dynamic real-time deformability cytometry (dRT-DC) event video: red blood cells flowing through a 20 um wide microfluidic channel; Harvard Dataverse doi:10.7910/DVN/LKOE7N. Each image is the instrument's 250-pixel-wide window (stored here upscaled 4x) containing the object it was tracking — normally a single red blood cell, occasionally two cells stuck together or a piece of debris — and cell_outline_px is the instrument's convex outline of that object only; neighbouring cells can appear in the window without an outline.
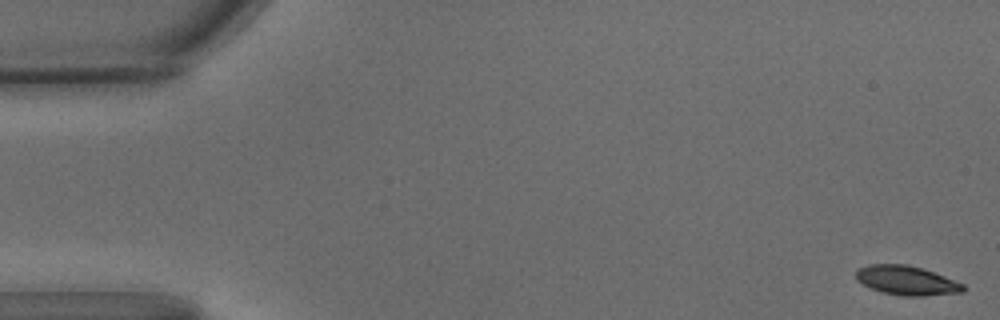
{"species": "common noctule bat (a hibernating species)", "species_latin": "Nyctalus noctula", "temperature_condition": "warm", "stored_images_in_passage": 59, "camera_frame_rate_fps": 3000, "um_per_image_px": 0.085, "animal": {"sex": "male", "body_mass_g": 15.6}, "frame": {"image": 1, "passage_image": 1, "time_ms": 0.0, "image_size_px": [1000, 320], "cell_outline_px": [[964, 292], [920, 296], [904, 296], [880, 292], [856, 280], [856, 268], [868, 264], [908, 264], [944, 276], [964, 284]], "centroid_in_image_um": [77.02, 23.83], "position_along_channel_um": 8.0, "area_um2": 18.21}}
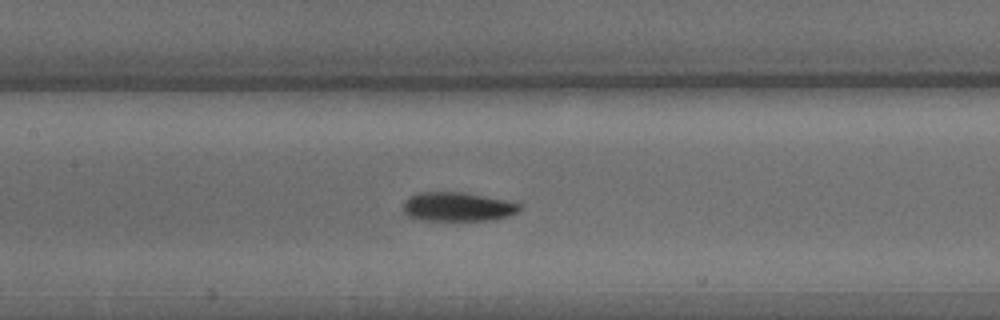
{"frame": {"image": 2, "passage_image": 27, "time_ms": 8.667, "image_size_px": [1000, 320], "cell_outline_px": [[524, 204], [516, 212], [508, 216], [492, 220], [420, 220], [408, 216], [404, 212], [404, 200], [408, 196], [416, 192], [464, 192], [520, 200]], "centroid_in_image_um": [39.0, 17.54], "position_along_channel_um": 168.4, "area_um2": 20.46}}
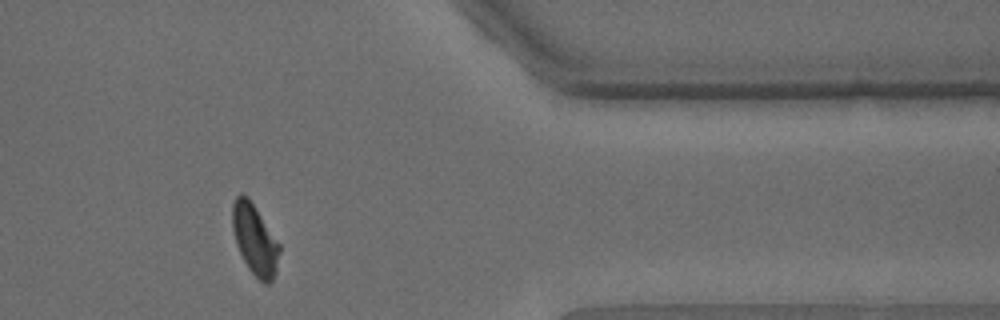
{"frame": {"image": 3, "passage_image": 48, "time_ms": 15.667, "image_size_px": [1000, 320], "cell_outline_px": [[280, 252], [276, 272], [272, 280], [268, 284], [264, 284], [248, 268], [236, 244], [232, 228], [232, 204], [236, 196], [240, 192], [248, 196], [280, 244]], "centroid_in_image_um": [21.65, 20.34], "position_along_channel_um": 389.7, "area_um2": 19.36}, "authors_computed_cell_mechanics": {"area_um2": 19.363, "velocity_mm_per_s": 3.4676, "shape_relaxation_time_tau1_ms": 3.8503, "shape_relaxation_time_tau2_ms": 2.3878, "deformation_change_tau1": 0.1483, "deformation_change_tau2": 0.071}}